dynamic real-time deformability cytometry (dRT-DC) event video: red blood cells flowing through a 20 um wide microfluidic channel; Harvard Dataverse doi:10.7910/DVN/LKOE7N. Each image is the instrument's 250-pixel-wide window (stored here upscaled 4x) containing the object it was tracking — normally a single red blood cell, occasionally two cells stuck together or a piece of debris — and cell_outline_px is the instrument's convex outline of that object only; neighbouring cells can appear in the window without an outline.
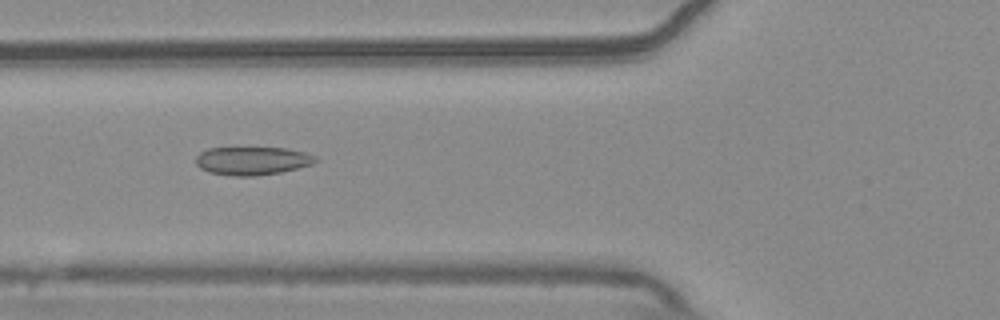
{"species": "common noctule bat (a hibernating species)", "species_latin": "Nyctalus noctula", "temperature_condition": "warm", "stored_images_in_passage": 54, "camera_frame_rate_fps": 3000, "um_per_image_px": 0.085, "animal": {"sex": "male", "body_mass_g": 20.4}, "frame": {"image": 1, "passage_image": 20, "time_ms": 6.333, "image_size_px": [1000, 320], "cell_outline_px": [[320, 160], [312, 164], [280, 172], [256, 176], [232, 176], [208, 172], [200, 168], [196, 164], [196, 156], [200, 152], [208, 148], [288, 148], [304, 152], [316, 156]], "centroid_in_image_um": [21.44, 13.67], "position_along_channel_um": 104.4, "area_um2": 19.77}}
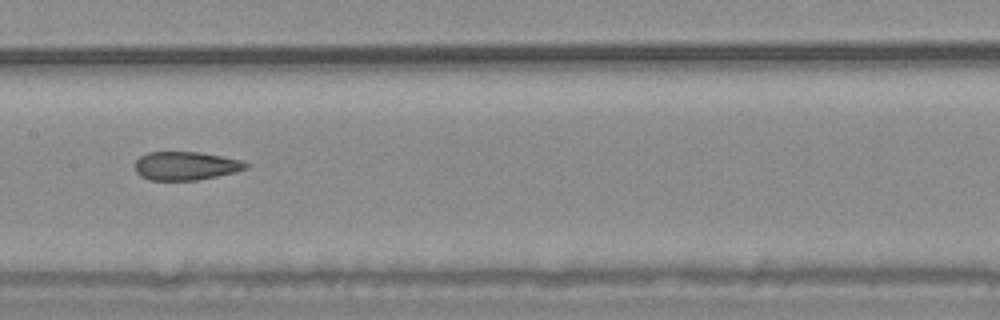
{"frame": {"image": 2, "passage_image": 27, "time_ms": 8.667, "image_size_px": [1000, 320], "cell_outline_px": [[252, 164], [248, 168], [236, 172], [196, 180], [148, 180], [140, 176], [136, 172], [136, 160], [140, 156], [148, 152], [200, 152], [240, 160]], "centroid_in_image_um": [15.8, 14.1], "position_along_channel_um": 191.6, "area_um2": 18.44}}
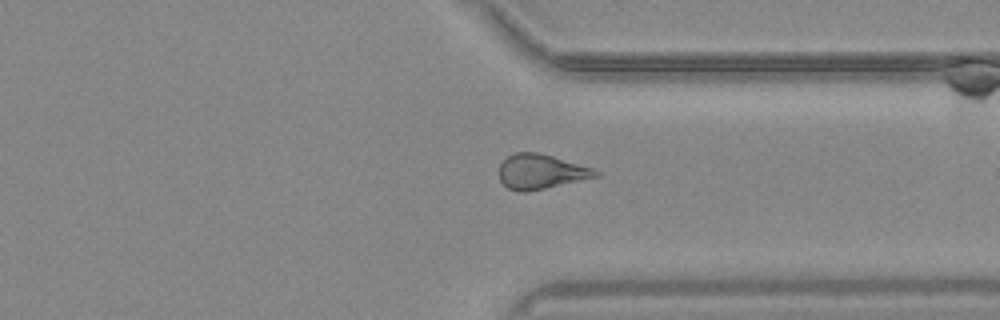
{"frame": {"image": 3, "passage_image": 41, "time_ms": 13.333, "image_size_px": [1000, 320], "cell_outline_px": [[600, 176], [544, 188], [524, 192], [520, 192], [508, 188], [500, 180], [500, 164], [508, 156], [516, 152], [536, 152], [552, 156], [592, 168], [600, 172]], "centroid_in_image_um": [45.97, 14.59], "position_along_channel_um": 365.4, "area_um2": 19.19}, "authors_computed_cell_mechanics": {"area_um2": 20.6346, "velocity_mm_per_s": 3.7199, "shape_relaxation_time_tau1_ms": null, "shape_relaxation_time_tau2_ms": 2.1932, "deformation_change_tau1": null, "deformation_change_tau2": 0.0981}}